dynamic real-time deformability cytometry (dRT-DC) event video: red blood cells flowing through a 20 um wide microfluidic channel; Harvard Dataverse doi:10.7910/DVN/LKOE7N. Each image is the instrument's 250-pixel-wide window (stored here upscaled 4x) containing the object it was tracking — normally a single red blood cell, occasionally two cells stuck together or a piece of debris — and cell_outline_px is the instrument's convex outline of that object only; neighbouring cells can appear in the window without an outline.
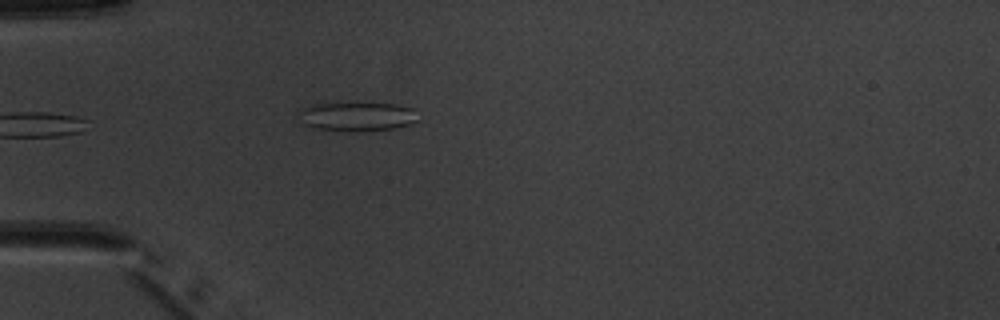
{"species": "common noctule bat (a hibernating species)", "species_latin": "Nyctalus noctula", "temperature_condition": "warm", "stored_images_in_passage": 6, "camera_frame_rate_fps": 3000, "um_per_image_px": 0.085, "animal": {"sex": "male", "body_mass_g": 20.1, "forearm_length_mm": 53.5}, "frame": {"image": 1, "passage_image": 6, "time_ms": 5.667, "image_size_px": [1000, 320], "cell_outline_px": [[416, 120], [412, 124], [392, 128], [352, 132], [312, 128], [300, 124], [300, 112], [316, 104], [396, 104], [412, 108]], "centroid_in_image_um": [30.33, 9.94], "position_along_channel_um": 54.7, "area_um2": 19.65}}